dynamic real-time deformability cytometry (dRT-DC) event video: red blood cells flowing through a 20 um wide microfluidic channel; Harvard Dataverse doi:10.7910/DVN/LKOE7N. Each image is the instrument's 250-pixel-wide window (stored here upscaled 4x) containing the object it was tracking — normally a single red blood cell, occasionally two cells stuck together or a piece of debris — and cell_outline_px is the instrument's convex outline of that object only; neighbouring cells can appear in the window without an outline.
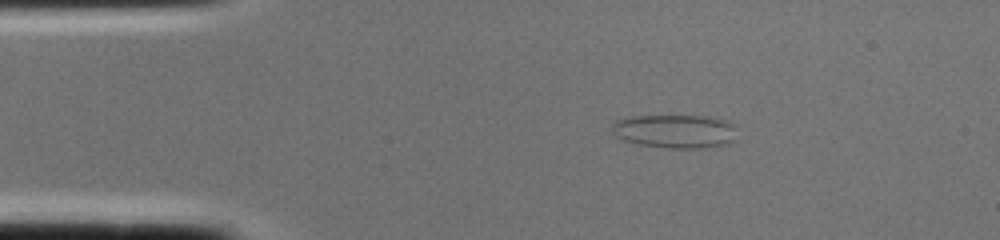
{"species": "common noctule bat (a hibernating species)", "species_latin": "Nyctalus noctula", "temperature_condition": "cold", "stored_images_in_passage": 1, "camera_frame_rate_fps": 3000, "um_per_image_px": 0.085, "animal": {"sex": "female", "body_mass_g": 22.0, "forearm_length_mm": 56.7}, "frame": {"image": 1, "passage_image": 1, "time_ms": 0.0, "image_size_px": [1000, 240], "cell_outline_px": [[732, 140], [728, 144], [704, 148], [668, 148], [636, 144], [624, 140], [616, 136], [612, 132], [612, 124], [616, 120], [632, 116], [708, 116], [724, 120], [732, 124]], "centroid_in_image_um": [57.3, 11.16], "position_along_channel_um": 27.7, "area_um2": 24.28}}